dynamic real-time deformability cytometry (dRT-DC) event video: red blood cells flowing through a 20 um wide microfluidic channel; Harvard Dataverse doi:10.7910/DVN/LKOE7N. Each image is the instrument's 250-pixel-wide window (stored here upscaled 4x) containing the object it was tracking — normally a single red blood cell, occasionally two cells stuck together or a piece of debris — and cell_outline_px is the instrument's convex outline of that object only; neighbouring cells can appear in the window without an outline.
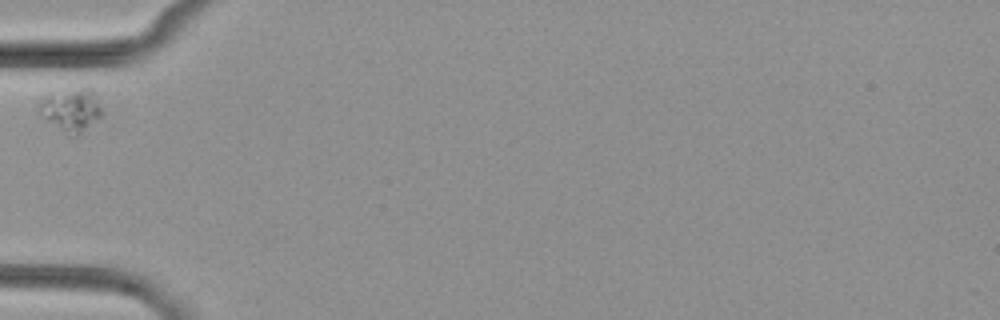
{"species": "common noctule bat (a hibernating species)", "species_latin": "Nyctalus noctula", "temperature_condition": "cold", "stored_images_in_passage": 29, "camera_frame_rate_fps": 3000, "um_per_image_px": 0.085, "animal": {"sex": "female", "body_mass_g": 29.2, "forearm_length_mm": 56.3}, "frame": {"image": 1, "passage_image": 1, "time_ms": 0.0, "image_size_px": [1000, 320], "cell_outline_px": [[100, 116], [76, 136], [72, 136], [64, 132], [44, 120], [40, 116], [40, 100], [48, 92], [84, 88], [92, 88], [96, 92], [100, 108]], "centroid_in_image_um": [6.0, 9.31], "position_along_channel_um": 79.0, "area_um2": 15.61}}
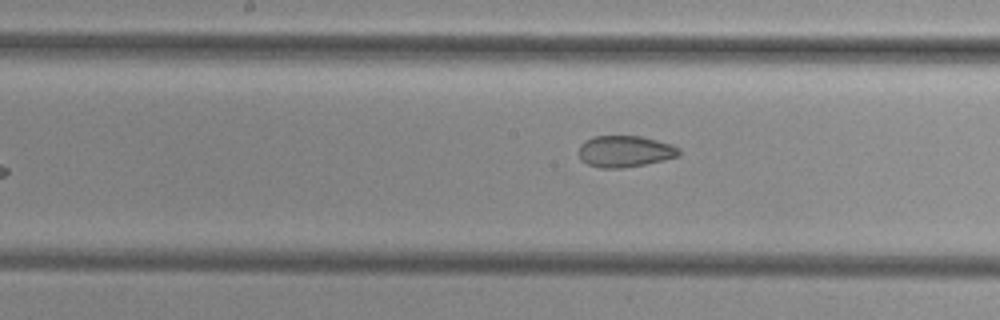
{"frame": {"image": 2, "passage_image": 7, "time_ms": 2.0, "image_size_px": [1000, 320], "cell_outline_px": [[680, 156], [664, 160], [644, 164], [620, 168], [600, 168], [588, 164], [580, 160], [580, 144], [584, 140], [592, 136], [640, 136], [672, 144], [680, 148]], "centroid_in_image_um": [53.12, 12.86], "position_along_channel_um": 195.1, "area_um2": 18.44}}
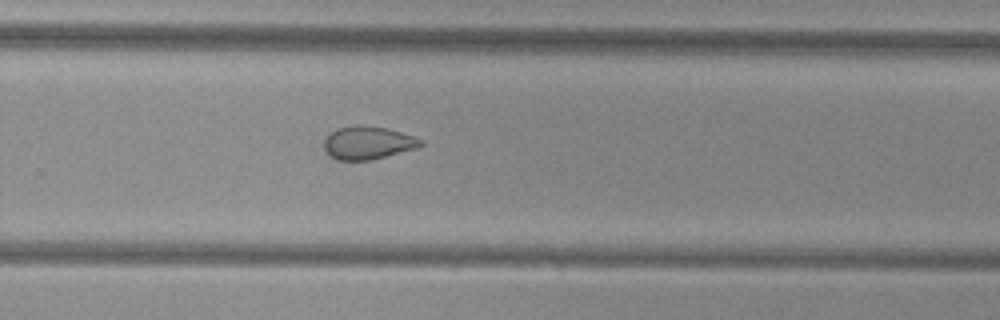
{"frame": {"image": 3, "passage_image": 15, "time_ms": 4.667, "image_size_px": [1000, 320], "cell_outline_px": [[424, 144], [416, 148], [372, 160], [336, 160], [328, 156], [324, 148], [324, 140], [336, 128], [356, 124], [388, 128], [412, 136], [420, 140]], "centroid_in_image_um": [31.22, 12.14], "position_along_channel_um": 298.6, "area_um2": 18.61}}